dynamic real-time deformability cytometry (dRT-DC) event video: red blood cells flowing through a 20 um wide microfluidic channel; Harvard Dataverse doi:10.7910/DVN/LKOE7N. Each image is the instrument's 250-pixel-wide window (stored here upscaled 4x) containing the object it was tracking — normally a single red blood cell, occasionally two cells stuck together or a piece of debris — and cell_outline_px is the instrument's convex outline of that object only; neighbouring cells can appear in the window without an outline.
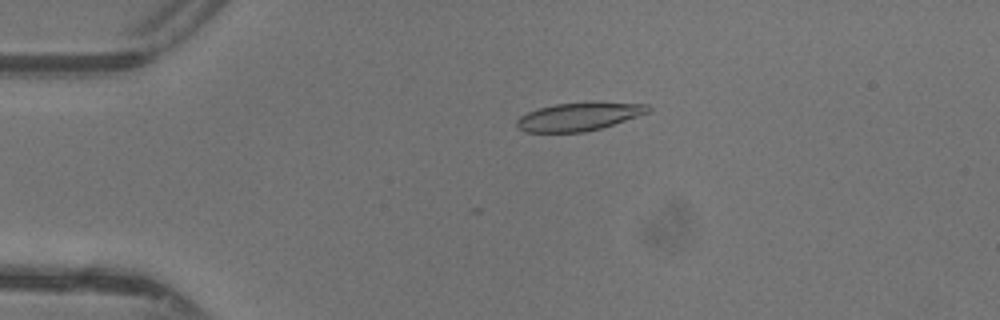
{"species": "common noctule bat (a hibernating species)", "species_latin": "Nyctalus noctula", "temperature_condition": "warm", "stored_images_in_passage": 2, "camera_frame_rate_fps": 3000, "um_per_image_px": 0.085, "animal": {"sex": "female"}, "frame": {"image": 1, "passage_image": 2, "time_ms": 0.333, "image_size_px": [1000, 320], "cell_outline_px": [[652, 108], [648, 112], [600, 128], [584, 132], [524, 132], [516, 128], [516, 120], [520, 116], [528, 112], [540, 108], [556, 104], [592, 100], [596, 100], [648, 104]], "centroid_in_image_um": [49.21, 9.88], "position_along_channel_um": 35.8, "area_um2": 21.96}}